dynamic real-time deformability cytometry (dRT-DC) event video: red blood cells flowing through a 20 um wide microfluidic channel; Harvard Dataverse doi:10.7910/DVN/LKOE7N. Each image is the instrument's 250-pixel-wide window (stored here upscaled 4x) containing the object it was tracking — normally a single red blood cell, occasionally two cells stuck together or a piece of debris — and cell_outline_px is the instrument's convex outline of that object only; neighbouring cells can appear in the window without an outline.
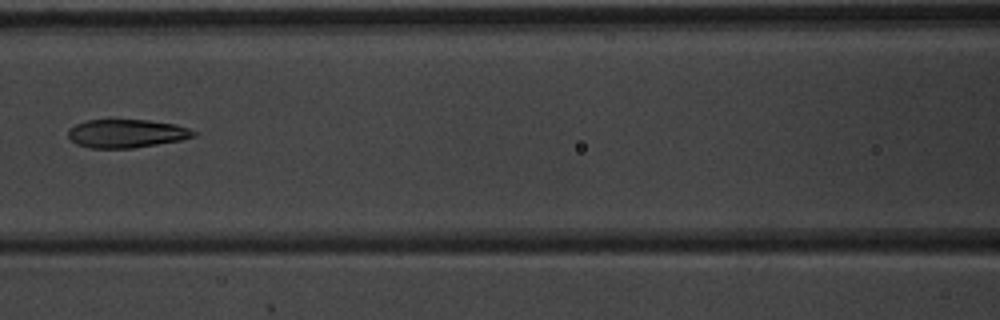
{"species": "common noctule bat (a hibernating species)", "species_latin": "Nyctalus noctula", "temperature_condition": "warm", "stored_images_in_passage": 7, "camera_frame_rate_fps": 3000, "um_per_image_px": 0.085, "animal": {"sex": "male", "body_mass_g": 20.1, "forearm_length_mm": 53.5}, "frame": {"image": 1, "passage_image": 7, "time_ms": 2.0, "image_size_px": [1000, 320], "cell_outline_px": [[200, 132], [196, 136], [180, 140], [132, 148], [88, 148], [76, 144], [68, 136], [68, 128], [76, 124], [88, 120], [148, 120], [176, 124]], "centroid_in_image_um": [10.77, 11.34], "position_along_channel_um": 155.8, "area_um2": 20.81}}